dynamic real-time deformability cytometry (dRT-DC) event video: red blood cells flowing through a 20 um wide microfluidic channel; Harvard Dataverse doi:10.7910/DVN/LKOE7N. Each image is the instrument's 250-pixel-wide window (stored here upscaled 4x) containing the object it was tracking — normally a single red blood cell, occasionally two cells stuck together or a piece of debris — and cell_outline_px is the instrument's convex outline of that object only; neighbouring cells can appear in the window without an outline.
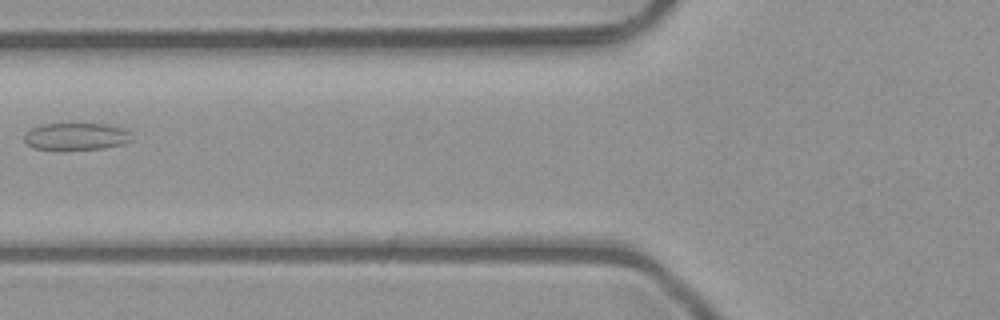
{"species": "common noctule bat (a hibernating species)", "species_latin": "Nyctalus noctula", "temperature_condition": "room temperature", "stored_images_in_passage": 2, "camera_frame_rate_fps": 3000, "um_per_image_px": 0.085, "animal": {"sex": "male", "body_mass_g": 23.1, "forearm_length_mm": 52.7}, "frame": {"image": 1, "passage_image": 2, "time_ms": 0.333, "image_size_px": [1000, 320], "cell_outline_px": [[132, 140], [124, 144], [104, 148], [64, 152], [60, 152], [32, 148], [24, 140], [24, 136], [32, 128], [40, 124], [108, 124], [124, 128], [128, 132]], "centroid_in_image_um": [6.45, 11.64], "position_along_channel_um": 119.4, "area_um2": 17.63}}